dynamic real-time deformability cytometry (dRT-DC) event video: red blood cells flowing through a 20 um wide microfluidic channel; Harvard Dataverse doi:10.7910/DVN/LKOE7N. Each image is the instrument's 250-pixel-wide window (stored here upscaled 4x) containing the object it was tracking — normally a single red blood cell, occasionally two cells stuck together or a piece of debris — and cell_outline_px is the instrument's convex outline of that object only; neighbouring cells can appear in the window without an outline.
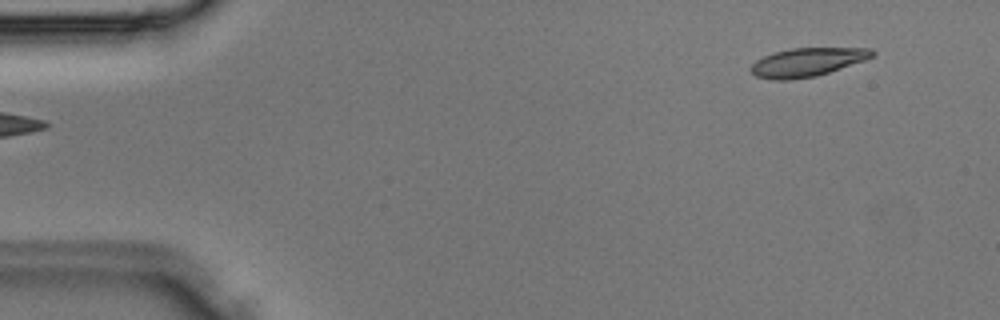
{"species": "Egyptian fruit bat (a non-hibernating species)", "species_latin": "Rousettus aegyptiacus", "temperature_condition": "room temperature", "stored_images_in_passage": 34, "camera_frame_rate_fps": 3000, "um_per_image_px": 0.085, "animal": {"sex": "male"}, "frame": {"image": 1, "passage_image": 1, "time_ms": 0.0, "image_size_px": [1000, 320], "cell_outline_px": [[876, 56], [816, 76], [792, 80], [772, 80], [756, 76], [748, 68], [756, 60], [772, 52], [792, 48], [872, 48], [876, 52]], "centroid_in_image_um": [68.6, 5.28], "position_along_channel_um": 16.4, "area_um2": 20.29}}
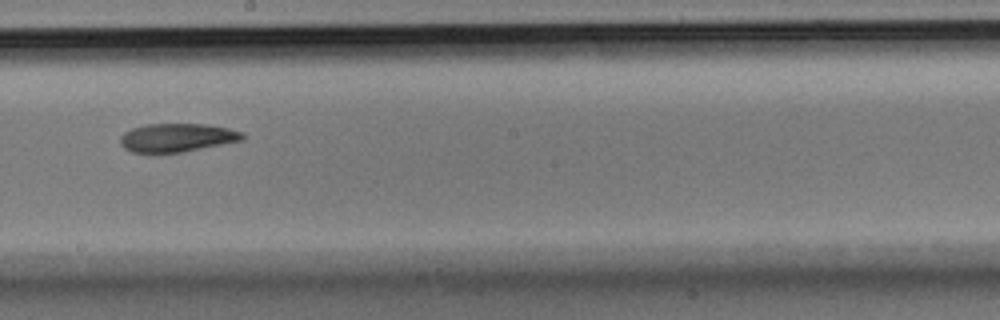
{"frame": {"image": 2, "passage_image": 18, "time_ms": 5.667, "image_size_px": [1000, 320], "cell_outline_px": [[244, 140], [180, 152], [132, 152], [124, 148], [120, 144], [120, 136], [124, 132], [132, 128], [148, 124], [208, 124], [228, 128], [244, 132]], "centroid_in_image_um": [15.05, 11.69], "position_along_channel_um": 233.1, "area_um2": 20.17}}
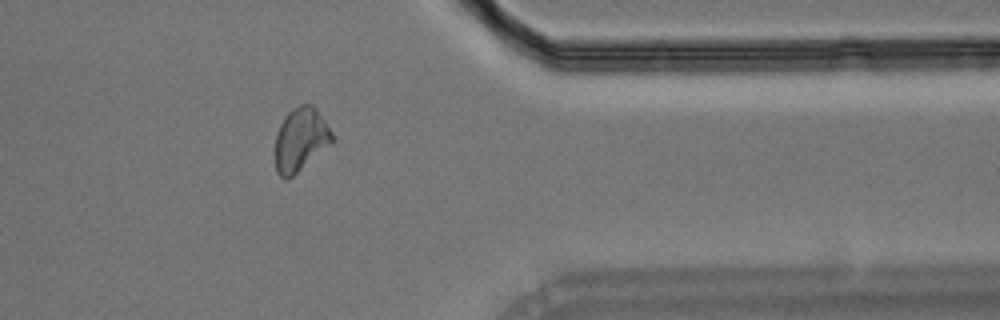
{"frame": {"image": 3, "passage_image": 27, "time_ms": 8.667, "image_size_px": [1000, 320], "cell_outline_px": [[332, 140], [328, 144], [292, 176], [284, 180], [276, 172], [276, 132], [280, 124], [288, 112], [292, 108], [300, 104], [312, 104], [316, 108], [332, 132]], "centroid_in_image_um": [25.51, 11.82], "position_along_channel_um": 385.9, "area_um2": 20.4}}